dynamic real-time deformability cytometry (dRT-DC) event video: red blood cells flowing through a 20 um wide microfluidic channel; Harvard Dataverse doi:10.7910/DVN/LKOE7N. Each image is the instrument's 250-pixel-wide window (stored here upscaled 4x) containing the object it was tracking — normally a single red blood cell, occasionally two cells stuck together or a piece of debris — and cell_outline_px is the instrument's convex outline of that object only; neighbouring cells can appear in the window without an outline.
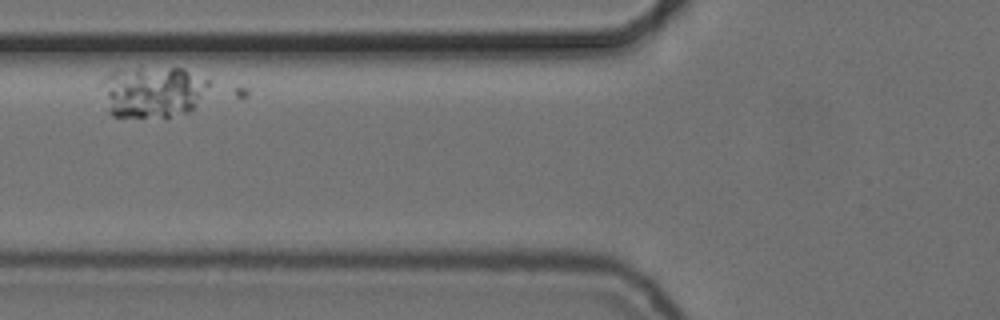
{"species": "common noctule bat (a hibernating species)", "species_latin": "Nyctalus noctula", "temperature_condition": "cold", "stored_images_in_passage": 15, "camera_frame_rate_fps": 3000, "um_per_image_px": 0.085, "animal": {"sex": "female", "body_mass_g": 24.6, "forearm_length_mm": 56.2}, "frame": {"image": 1, "passage_image": 6, "time_ms": 1.667, "image_size_px": [1000, 320], "cell_outline_px": [[212, 84], [196, 104], [188, 112], [164, 120], [112, 116], [108, 112], [100, 84], [100, 80], [112, 72], [136, 68], [184, 68], [212, 80]], "centroid_in_image_um": [13.0, 7.85], "position_along_channel_um": 112.8, "area_um2": 33.23}}